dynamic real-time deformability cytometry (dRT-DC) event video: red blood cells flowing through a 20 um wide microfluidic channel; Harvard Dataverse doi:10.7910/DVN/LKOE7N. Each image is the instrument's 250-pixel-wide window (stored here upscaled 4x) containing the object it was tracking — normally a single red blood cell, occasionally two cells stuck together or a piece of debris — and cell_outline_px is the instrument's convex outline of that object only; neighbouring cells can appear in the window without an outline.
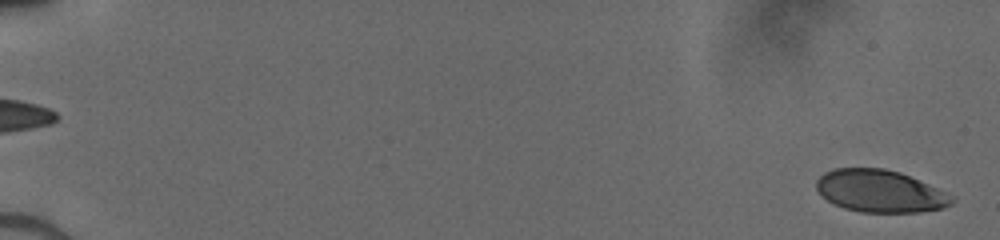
{"species": "human", "species_latin": "Homo sapiens", "temperature_condition": "cold", "stored_images_in_passage": 51, "camera_frame_rate_fps": 3000, "um_per_image_px": 0.085, "donor": {"sex": "male"}, "frame": {"image": 1, "passage_image": 1, "time_ms": 0.0, "image_size_px": [1000, 240], "cell_outline_px": [[956, 200], [952, 204], [944, 208], [920, 212], [860, 212], [844, 208], [828, 200], [816, 188], [816, 180], [824, 172], [832, 168], [884, 168], [900, 172], [956, 196]], "centroid_in_image_um": [74.85, 16.24], "position_along_channel_um": 10.2, "area_um2": 33.52}}
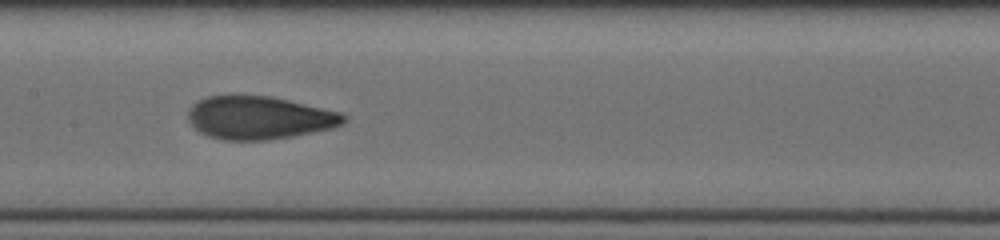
{"frame": {"image": 2, "passage_image": 28, "time_ms": 9.0, "image_size_px": [1000, 240], "cell_outline_px": [[348, 120], [344, 124], [332, 128], [292, 136], [268, 140], [224, 140], [208, 136], [200, 132], [188, 120], [188, 108], [192, 104], [208, 96], [236, 92], [272, 96], [340, 112], [348, 116]], "centroid_in_image_um": [22.01, 9.96], "position_along_channel_um": 185.4, "area_um2": 39.88}}
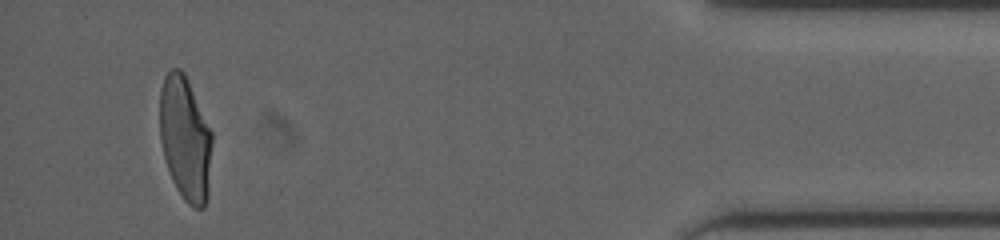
{"frame": {"image": 3, "passage_image": 49, "time_ms": 16.0, "image_size_px": [1000, 240], "cell_outline_px": [[212, 144], [208, 200], [204, 208], [192, 208], [184, 200], [176, 188], [172, 180], [164, 156], [160, 140], [160, 88], [164, 76], [172, 68], [180, 68], [184, 72], [188, 80], [212, 132]], "centroid_in_image_um": [15.75, 11.79], "position_along_channel_um": 419.4, "area_um2": 38.15}}